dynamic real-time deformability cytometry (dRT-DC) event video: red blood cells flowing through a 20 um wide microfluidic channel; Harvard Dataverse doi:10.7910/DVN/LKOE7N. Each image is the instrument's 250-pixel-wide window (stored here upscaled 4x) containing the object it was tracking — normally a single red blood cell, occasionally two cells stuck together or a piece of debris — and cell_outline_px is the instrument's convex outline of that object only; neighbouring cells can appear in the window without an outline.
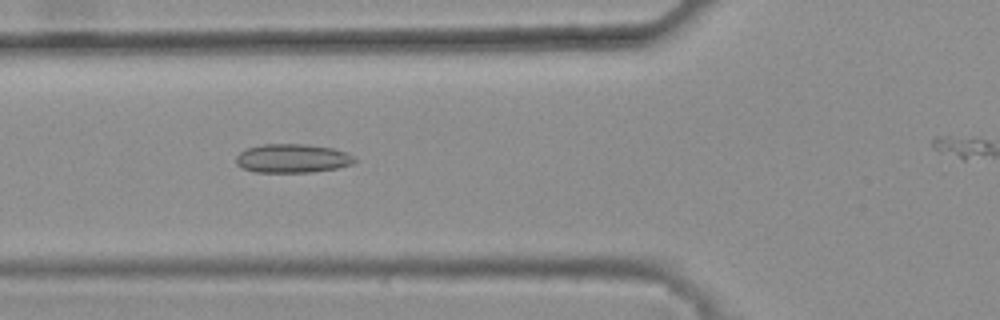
{"species": "common noctule bat (a hibernating species)", "species_latin": "Nyctalus noctula", "temperature_condition": "warm", "stored_images_in_passage": 48, "camera_frame_rate_fps": 3000, "um_per_image_px": 0.085, "animal": {"sex": "female", "body_mass_g": 25.1}, "frame": {"image": 1, "passage_image": 20, "time_ms": 6.333, "image_size_px": [1000, 320], "cell_outline_px": [[356, 160], [352, 164], [336, 168], [312, 172], [256, 172], [244, 168], [236, 164], [236, 156], [240, 152], [248, 148], [260, 144], [308, 144], [332, 148], [344, 152], [352, 156]], "centroid_in_image_um": [24.83, 13.46], "position_along_channel_um": 101.0, "area_um2": 19.77}}
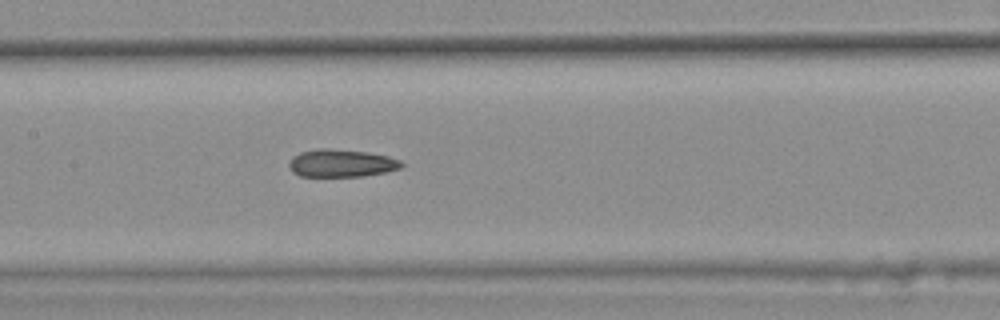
{"frame": {"image": 2, "passage_image": 26, "time_ms": 8.333, "image_size_px": [1000, 320], "cell_outline_px": [[404, 164], [400, 168], [384, 172], [364, 176], [300, 176], [292, 172], [288, 164], [292, 156], [300, 152], [316, 148], [328, 148], [368, 152], [388, 156], [400, 160]], "centroid_in_image_um": [28.99, 13.86], "position_along_channel_um": 178.4, "area_um2": 18.21}}
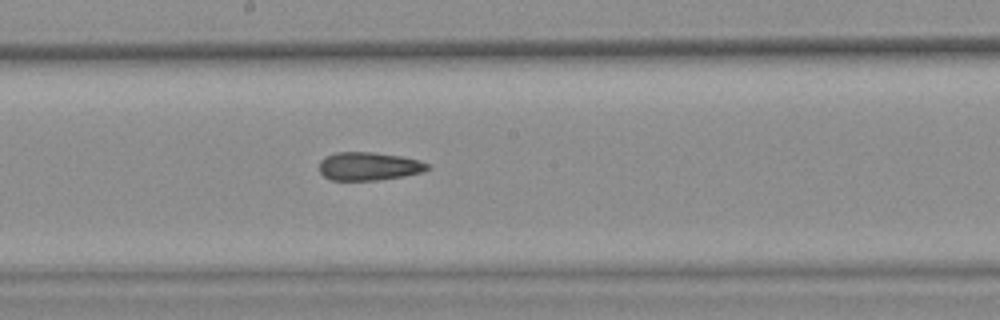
{"frame": {"image": 3, "passage_image": 29, "time_ms": 9.333, "image_size_px": [1000, 320], "cell_outline_px": [[432, 168], [424, 172], [404, 176], [376, 180], [332, 180], [324, 176], [320, 172], [320, 160], [324, 156], [336, 152], [372, 152], [400, 156], [420, 160], [432, 164]], "centroid_in_image_um": [31.4, 14.13], "position_along_channel_um": 216.8, "area_um2": 18.03}, "authors_computed_cell_mechanics": {"area_um2": 18.6983, "velocity_mm_per_s": 3.8651, "shape_relaxation_time_tau1_ms": null, "shape_relaxation_time_tau2_ms": 5.9663, "deformation_change_tau1": null, "deformation_change_tau2": 0.155}}